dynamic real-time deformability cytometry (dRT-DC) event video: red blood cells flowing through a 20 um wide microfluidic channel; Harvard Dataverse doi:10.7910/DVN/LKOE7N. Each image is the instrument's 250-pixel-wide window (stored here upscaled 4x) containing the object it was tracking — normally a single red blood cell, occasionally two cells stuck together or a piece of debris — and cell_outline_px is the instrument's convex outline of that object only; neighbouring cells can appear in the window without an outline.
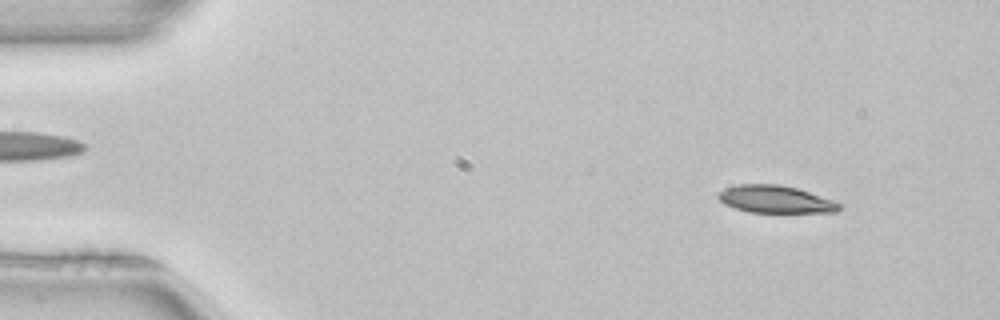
{"species": "common noctule bat (a hibernating species)", "species_latin": "Nyctalus noctula", "temperature_condition": "room temperature", "stored_images_in_passage": 4, "camera_frame_rate_fps": 3000, "um_per_image_px": 0.085, "animal": {"sex": "female", "body_mass_g": 22.7, "forearm_length_mm": 54.2}, "frame": {"image": 1, "passage_image": 1, "time_ms": 0.0, "image_size_px": [1000, 320], "cell_outline_px": [[844, 204], [836, 212], [748, 212], [724, 204], [716, 196], [724, 188], [740, 184], [780, 184], [796, 188]], "centroid_in_image_um": [65.9, 16.94], "position_along_channel_um": 19.1, "area_um2": 19.19}}
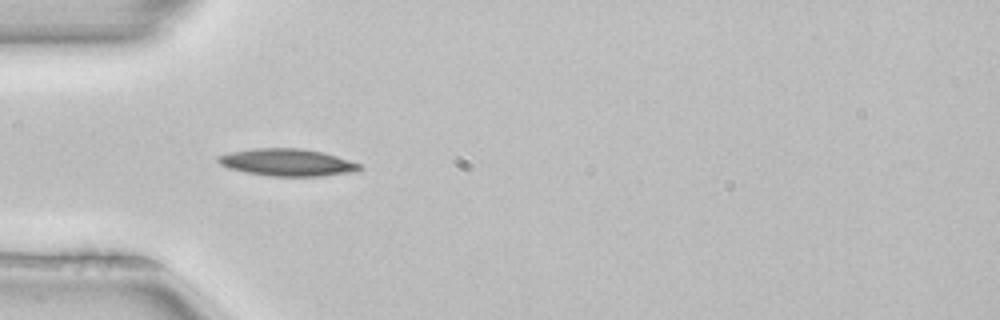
{"frame": {"image": 2, "passage_image": 3, "time_ms": 0.667, "image_size_px": [1000, 320], "cell_outline_px": [[364, 168], [352, 172], [324, 176], [268, 176], [244, 172], [228, 168], [220, 164], [216, 160], [216, 156], [228, 152], [252, 148], [300, 148], [324, 152], [360, 164]], "centroid_in_image_um": [24.37, 13.8], "position_along_channel_um": 60.6, "area_um2": 22.66}}